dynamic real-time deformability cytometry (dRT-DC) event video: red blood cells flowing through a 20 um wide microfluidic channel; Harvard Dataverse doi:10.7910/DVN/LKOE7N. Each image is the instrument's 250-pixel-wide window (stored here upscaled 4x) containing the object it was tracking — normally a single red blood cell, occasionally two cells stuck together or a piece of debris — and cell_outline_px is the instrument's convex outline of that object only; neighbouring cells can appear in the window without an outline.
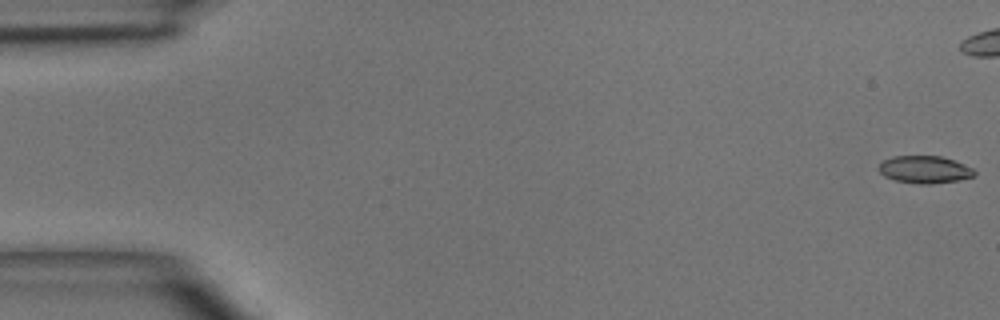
{"species": "common noctule bat (a hibernating species)", "species_latin": "Nyctalus noctula", "temperature_condition": "room temperature", "stored_images_in_passage": 5, "camera_frame_rate_fps": 3000, "um_per_image_px": 0.085, "animal": {"sex": "male", "body_mass_g": 15.6}, "frame": {"image": 1, "passage_image": 1, "time_ms": 0.0, "image_size_px": [1000, 320], "cell_outline_px": [[976, 172], [972, 176], [960, 180], [932, 184], [920, 184], [896, 180], [884, 176], [880, 172], [880, 164], [884, 160], [892, 156], [940, 156], [952, 160], [972, 168]], "centroid_in_image_um": [78.59, 14.41], "position_along_channel_um": 6.4, "area_um2": 15.03}}